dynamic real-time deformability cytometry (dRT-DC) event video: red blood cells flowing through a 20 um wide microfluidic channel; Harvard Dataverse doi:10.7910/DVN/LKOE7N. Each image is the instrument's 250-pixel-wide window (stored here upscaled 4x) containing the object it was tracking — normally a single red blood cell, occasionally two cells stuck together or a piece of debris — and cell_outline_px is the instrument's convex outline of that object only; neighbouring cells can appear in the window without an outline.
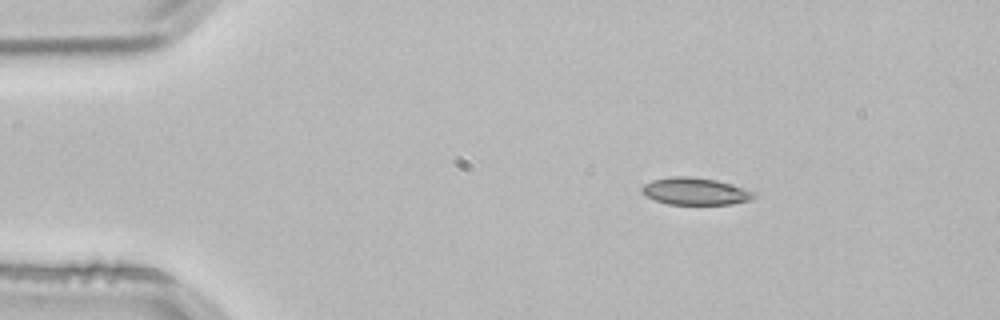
{"species": "common noctule bat (a hibernating species)", "species_latin": "Nyctalus noctula", "temperature_condition": "room temperature", "stored_images_in_passage": 2, "camera_frame_rate_fps": 3000, "um_per_image_px": 0.085, "animal": {"sex": "male", "body_mass_g": 21.5, "forearm_length_mm": 52.0}, "frame": {"image": 1, "passage_image": 1, "time_ms": 0.0, "image_size_px": [1000, 320], "cell_outline_px": [[756, 196], [752, 200], [732, 204], [668, 204], [644, 196], [640, 192], [640, 188], [644, 184], [652, 180], [672, 176], [692, 176], [716, 180], [756, 192]], "centroid_in_image_um": [59.07, 16.26], "position_along_channel_um": 25.9, "area_um2": 17.86}}